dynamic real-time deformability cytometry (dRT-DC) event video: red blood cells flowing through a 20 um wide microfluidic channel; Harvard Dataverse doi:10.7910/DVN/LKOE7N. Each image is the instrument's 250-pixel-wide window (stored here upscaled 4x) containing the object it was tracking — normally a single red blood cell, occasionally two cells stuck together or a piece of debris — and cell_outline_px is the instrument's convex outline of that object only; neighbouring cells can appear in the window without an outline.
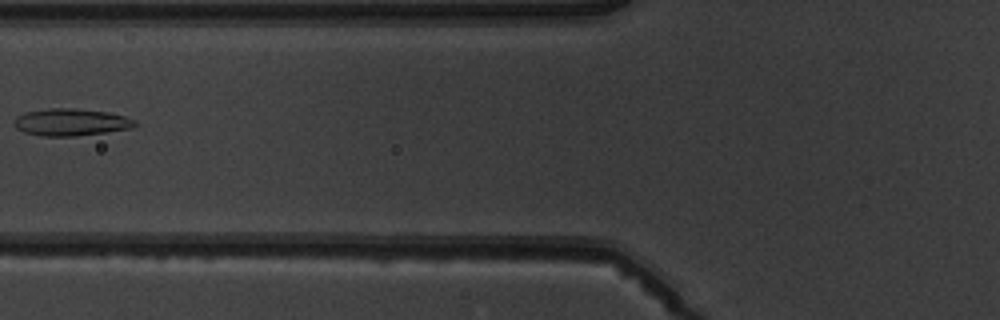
{"species": "common noctule bat (a hibernating species)", "species_latin": "Nyctalus noctula", "temperature_condition": "warm", "stored_images_in_passage": 6, "camera_frame_rate_fps": 3000, "um_per_image_px": 0.085, "animal": {"sex": "male", "body_mass_g": 19.5, "forearm_length_mm": 54.6}, "frame": {"image": 1, "passage_image": 6, "time_ms": 5.667, "image_size_px": [1000, 320], "cell_outline_px": [[136, 124], [132, 128], [76, 136], [44, 136], [24, 132], [16, 128], [16, 116], [24, 112], [48, 108], [72, 108], [108, 112], [124, 116], [136, 120]], "centroid_in_image_um": [6.03, 10.38], "position_along_channel_um": 119.8, "area_um2": 18.96}}